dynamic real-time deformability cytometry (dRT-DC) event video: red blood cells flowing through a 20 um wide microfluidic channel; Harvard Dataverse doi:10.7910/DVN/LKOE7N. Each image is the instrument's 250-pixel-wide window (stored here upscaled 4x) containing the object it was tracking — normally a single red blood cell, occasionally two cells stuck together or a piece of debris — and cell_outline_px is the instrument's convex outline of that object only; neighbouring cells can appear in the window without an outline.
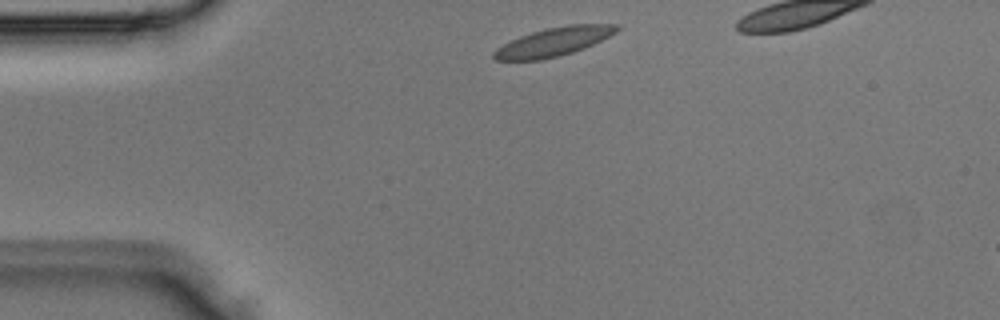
{"species": "Egyptian fruit bat (a non-hibernating species)", "species_latin": "Rousettus aegyptiacus", "temperature_condition": "room temperature", "stored_images_in_passage": 4, "camera_frame_rate_fps": 3000, "um_per_image_px": 0.085, "animal": {"sex": "male"}, "frame": {"image": 1, "passage_image": 1, "time_ms": 0.0, "image_size_px": [1000, 320], "cell_outline_px": [[620, 28], [616, 32], [584, 48], [560, 56], [540, 60], [496, 60], [492, 56], [492, 52], [496, 48], [520, 36], [532, 32], [548, 28], [568, 24], [620, 24]], "centroid_in_image_um": [47.06, 3.55], "position_along_channel_um": 37.9, "area_um2": 20.35}}
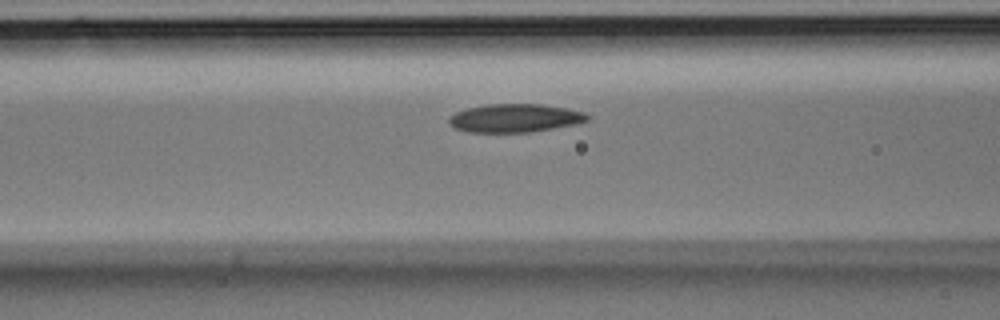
{"frame": {"image": 2, "passage_image": 4, "time_ms": 1.0, "image_size_px": [1000, 320], "cell_outline_px": [[592, 116], [588, 120], [576, 124], [528, 132], [468, 132], [456, 128], [448, 124], [448, 116], [456, 112], [468, 108], [488, 104], [544, 104], [568, 108], [584, 112]], "centroid_in_image_um": [43.78, 10.03], "position_along_channel_um": 122.8, "area_um2": 22.95}}